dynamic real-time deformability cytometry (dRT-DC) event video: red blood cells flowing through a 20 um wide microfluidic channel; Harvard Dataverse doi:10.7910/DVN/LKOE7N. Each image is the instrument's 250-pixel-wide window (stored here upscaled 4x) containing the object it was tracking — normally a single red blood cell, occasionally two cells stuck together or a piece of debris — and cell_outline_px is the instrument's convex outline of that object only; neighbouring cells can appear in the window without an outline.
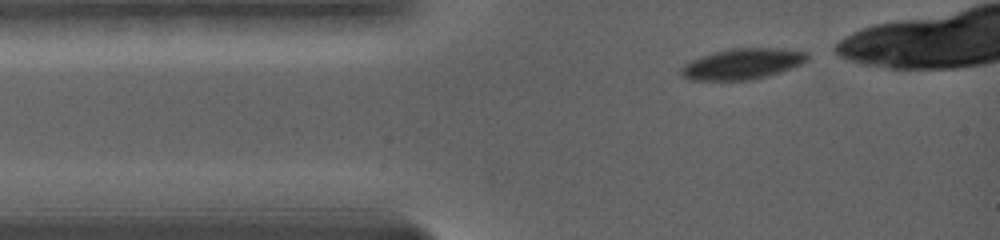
{"species": "common noctule bat (a hibernating species)", "species_latin": "Nyctalus noctula", "temperature_condition": "warm", "stored_images_in_passage": 30, "camera_frame_rate_fps": 5000, "um_per_image_px": 0.085, "animal": {"sex": "female", "body_mass_g": 19.0, "forearm_length_mm": 56.7}, "frame": {"image": 1, "passage_image": 1, "time_ms": 0.0, "image_size_px": [1000, 240], "cell_outline_px": [[808, 56], [804, 60], [788, 68], [764, 76], [744, 80], [692, 80], [684, 76], [684, 64], [692, 60], [716, 52], [732, 48], [776, 48], [804, 52]], "centroid_in_image_um": [63.06, 5.42], "position_along_channel_um": 21.9, "area_um2": 21.39}}
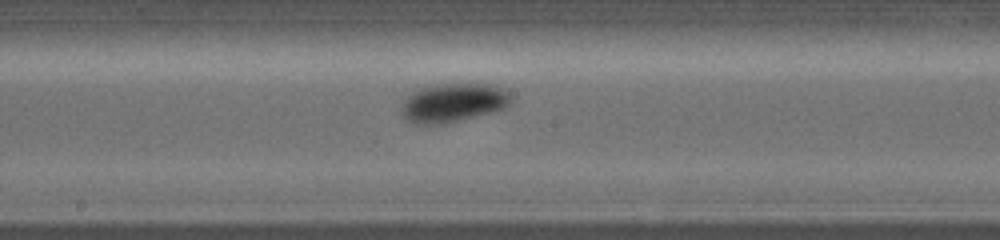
{"frame": {"image": 2, "passage_image": 16, "time_ms": 6.0, "image_size_px": [1000, 240], "cell_outline_px": [[512, 96], [508, 104], [504, 108], [444, 124], [416, 124], [408, 120], [400, 112], [400, 108], [404, 100], [412, 92], [420, 88], [444, 84], [488, 84], [500, 88], [508, 92]], "centroid_in_image_um": [38.47, 8.73], "position_along_channel_um": 209.7, "area_um2": 24.33}}
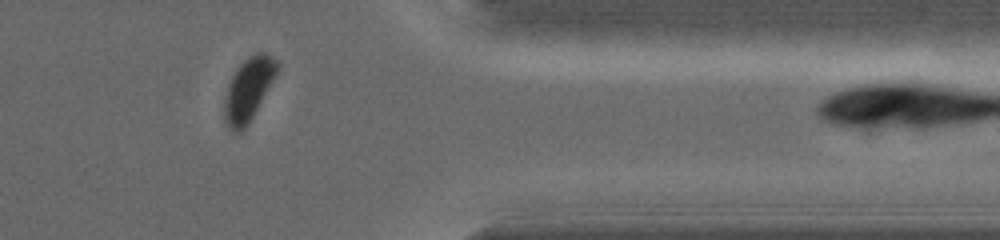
{"frame": {"image": 3, "passage_image": 27, "time_ms": 11.4, "image_size_px": [1000, 240], "cell_outline_px": [[280, 64], [276, 76], [248, 124], [240, 132], [232, 132], [228, 128], [224, 120], [224, 100], [228, 84], [232, 76], [240, 64], [248, 56], [256, 52], [264, 52], [276, 60]], "centroid_in_image_um": [21.11, 7.59], "position_along_channel_um": 390.3, "area_um2": 19.36}, "authors_computed_cell_mechanics": {"area_um2": 23.2356, "velocity_mm_per_s": 3.5911, "shape_relaxation_time_tau1_ms": 2.6821, "shape_relaxation_time_tau2_ms": null, "deformation_change_tau1": 0.111, "deformation_change_tau2": null}}